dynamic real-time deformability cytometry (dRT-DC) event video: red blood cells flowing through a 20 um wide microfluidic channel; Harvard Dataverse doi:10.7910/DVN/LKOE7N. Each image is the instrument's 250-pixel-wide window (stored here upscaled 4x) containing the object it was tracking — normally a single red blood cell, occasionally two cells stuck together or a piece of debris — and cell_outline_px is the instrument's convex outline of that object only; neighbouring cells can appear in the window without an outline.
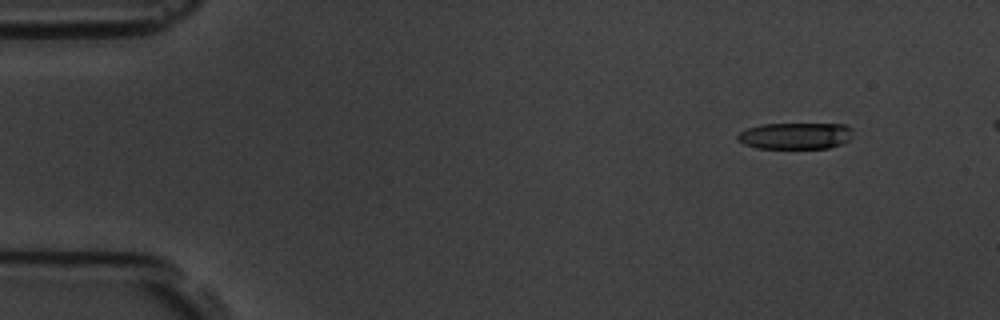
{"species": "common noctule bat (a hibernating species)", "species_latin": "Nyctalus noctula", "temperature_condition": "room temperature", "stored_images_in_passage": 6, "camera_frame_rate_fps": 3000, "um_per_image_px": 0.085, "animal": {"sex": "male", "body_mass_g": 19.5, "forearm_length_mm": 54.6}, "frame": {"image": 1, "passage_image": 1, "time_ms": 0.0, "image_size_px": [1000, 320], "cell_outline_px": [[852, 128], [848, 140], [840, 144], [828, 148], [756, 148], [744, 144], [736, 140], [736, 136], [740, 132], [748, 128], [760, 124], [844, 124]], "centroid_in_image_um": [67.56, 11.54], "position_along_channel_um": 17.4, "area_um2": 17.74}}
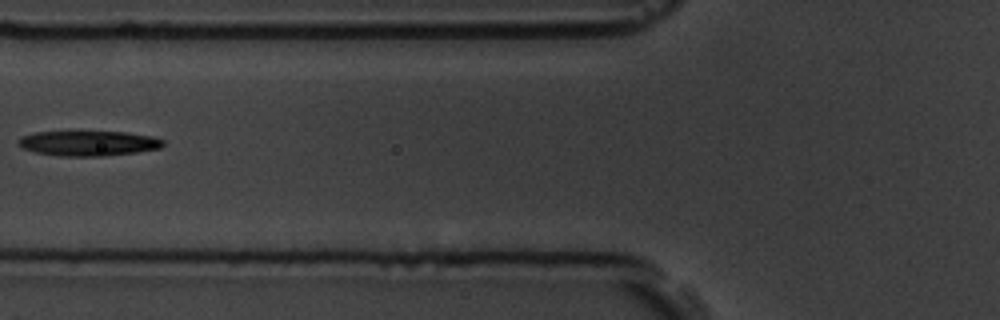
{"frame": {"image": 2, "passage_image": 5, "time_ms": 5.333, "image_size_px": [1000, 320], "cell_outline_px": [[164, 144], [160, 148], [136, 152], [104, 156], [60, 156], [36, 152], [24, 148], [16, 140], [20, 136], [32, 132], [68, 128], [72, 128], [124, 132], [152, 136], [164, 140]], "centroid_in_image_um": [7.44, 12.11], "position_along_channel_um": 118.4, "area_um2": 22.43}}
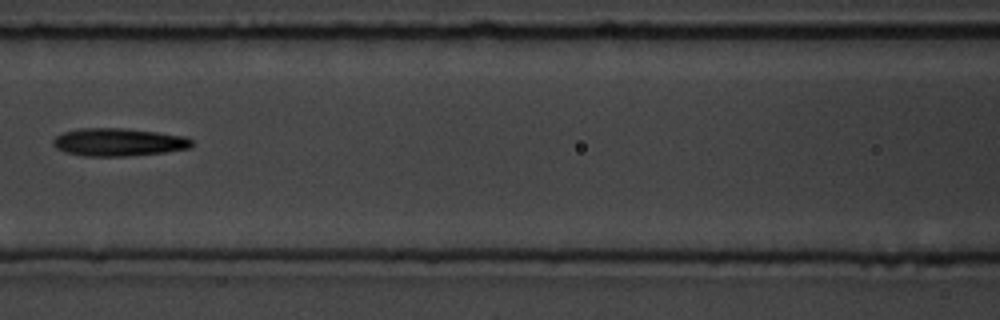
{"frame": {"image": 3, "passage_image": 6, "time_ms": 6.333, "image_size_px": [1000, 320], "cell_outline_px": [[192, 144], [188, 148], [164, 152], [128, 156], [84, 156], [64, 152], [56, 148], [52, 144], [52, 140], [56, 136], [64, 132], [80, 128], [124, 128], [156, 132], [184, 136], [192, 140]], "centroid_in_image_um": [10.02, 12.08], "position_along_channel_um": 156.6, "area_um2": 22.43}}